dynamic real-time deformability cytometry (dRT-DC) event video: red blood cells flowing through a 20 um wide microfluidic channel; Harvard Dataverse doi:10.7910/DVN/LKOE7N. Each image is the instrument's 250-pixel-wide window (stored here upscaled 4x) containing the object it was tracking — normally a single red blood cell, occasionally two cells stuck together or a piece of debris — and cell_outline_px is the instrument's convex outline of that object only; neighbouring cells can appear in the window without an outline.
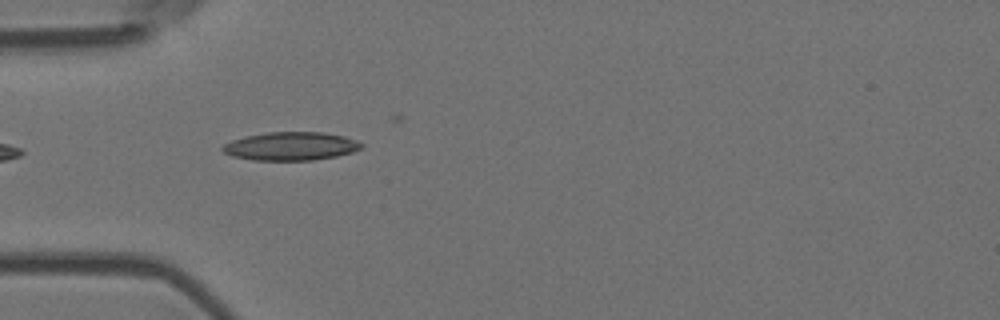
{"species": "Egyptian fruit bat (a non-hibernating species)", "species_latin": "Rousettus aegyptiacus", "temperature_condition": "room temperature", "stored_images_in_passage": 6, "camera_frame_rate_fps": 3000, "um_per_image_px": 0.085, "animal": {"sex": "female"}, "frame": {"image": 1, "passage_image": 5, "time_ms": 1.333, "image_size_px": [1000, 320], "cell_outline_px": [[364, 148], [352, 152], [336, 156], [312, 160], [252, 160], [232, 156], [224, 152], [220, 148], [224, 144], [232, 140], [248, 136], [268, 132], [320, 132], [344, 136], [356, 140], [364, 144]], "centroid_in_image_um": [24.74, 12.43], "position_along_channel_um": 60.3, "area_um2": 22.89}}
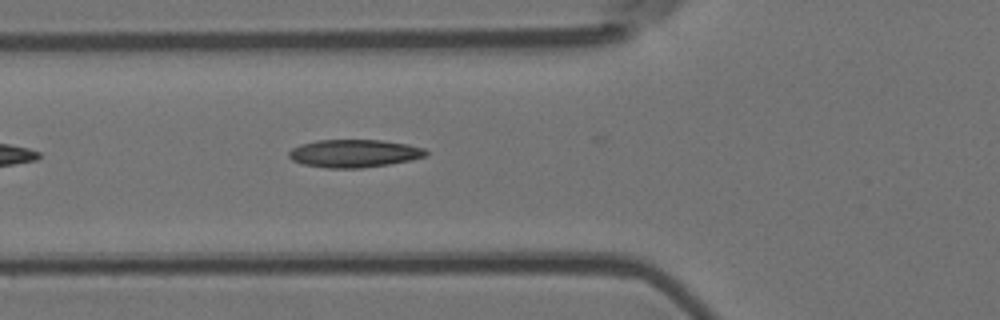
{"frame": {"image": 2, "passage_image": 6, "time_ms": 1.667, "image_size_px": [1000, 320], "cell_outline_px": [[428, 152], [424, 156], [412, 160], [364, 168], [324, 168], [300, 164], [292, 160], [288, 156], [288, 152], [292, 148], [300, 144], [316, 140], [380, 140], [408, 144], [424, 148]], "centroid_in_image_um": [30.06, 13.04], "position_along_channel_um": 95.7, "area_um2": 22.43}}